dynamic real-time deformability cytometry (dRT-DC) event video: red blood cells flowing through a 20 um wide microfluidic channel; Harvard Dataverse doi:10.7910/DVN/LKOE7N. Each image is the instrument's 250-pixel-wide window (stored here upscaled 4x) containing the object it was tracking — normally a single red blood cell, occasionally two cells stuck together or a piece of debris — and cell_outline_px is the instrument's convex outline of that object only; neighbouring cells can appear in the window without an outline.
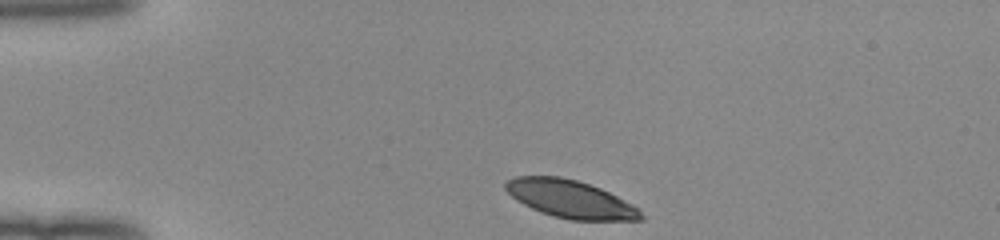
{"species": "human", "species_latin": "Homo sapiens", "temperature_condition": "room temperature", "stored_images_in_passage": 34, "camera_frame_rate_fps": 3000, "um_per_image_px": 0.085, "donor": {"sex": "female"}, "frame": {"image": 1, "passage_image": 1, "time_ms": 0.0, "image_size_px": [1000, 240], "cell_outline_px": [[644, 220], [572, 220], [556, 216], [532, 208], [516, 200], [504, 188], [504, 184], [508, 180], [516, 176], [560, 176], [576, 180], [600, 188], [640, 208], [644, 216]], "centroid_in_image_um": [48.51, 16.92], "position_along_channel_um": 36.5, "area_um2": 29.48}}
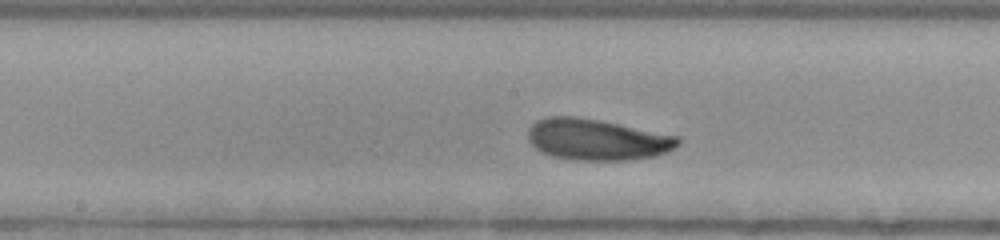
{"frame": {"image": 2, "passage_image": 17, "time_ms": 5.333, "image_size_px": [1000, 240], "cell_outline_px": [[680, 144], [668, 152], [656, 156], [632, 160], [576, 160], [552, 156], [540, 152], [528, 140], [528, 128], [536, 120], [548, 116], [572, 116], [596, 120], [680, 136]], "centroid_in_image_um": [50.74, 11.87], "position_along_channel_um": 197.5, "area_um2": 36.07}}
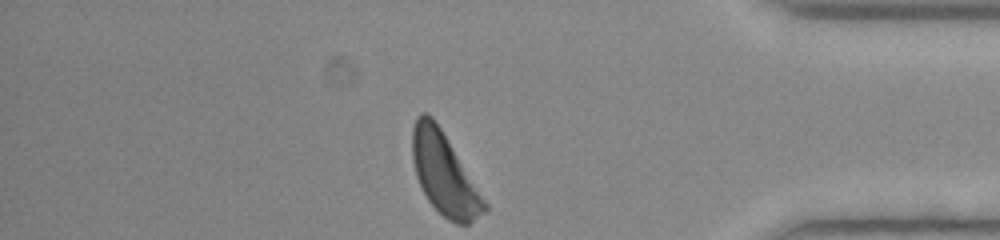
{"frame": {"image": 3, "passage_image": 34, "time_ms": 11.0, "image_size_px": [1000, 240], "cell_outline_px": [[488, 208], [484, 212], [468, 224], [456, 224], [448, 220], [428, 200], [416, 176], [412, 160], [412, 128], [416, 116], [420, 112], [424, 112], [432, 116], [440, 128], [488, 204]], "centroid_in_image_um": [37.74, 14.76], "position_along_channel_um": 397.5, "area_um2": 33.76}, "authors_computed_cell_mechanics": {"area_um2": 35.0268, "velocity_mm_per_s": 3.9885, "shape_relaxation_time_tau1_ms": 2.5312, "shape_relaxation_time_tau2_ms": 9.4577, "deformation_change_tau1": 0.1318, "deformation_change_tau2": 0.2077}}